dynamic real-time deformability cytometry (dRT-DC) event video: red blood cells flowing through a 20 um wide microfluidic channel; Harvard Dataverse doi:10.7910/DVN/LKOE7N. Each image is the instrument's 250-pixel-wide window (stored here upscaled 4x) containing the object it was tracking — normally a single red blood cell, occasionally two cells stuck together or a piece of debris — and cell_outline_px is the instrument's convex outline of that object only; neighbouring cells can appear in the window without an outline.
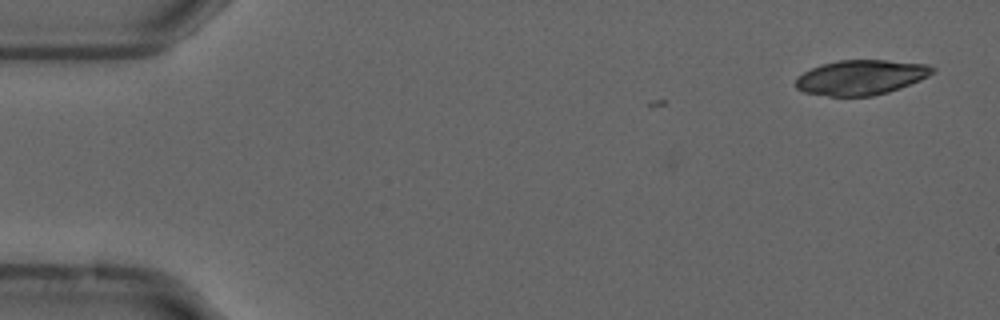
{"species": "common noctule bat (a hibernating species)", "species_latin": "Nyctalus noctula", "temperature_condition": "cold", "stored_images_in_passage": 7, "camera_frame_rate_fps": 3000, "um_per_image_px": 0.085, "animal": {"sex": "male", "forearm_length_mm": 52.5}, "frame": {"image": 1, "passage_image": 7, "time_ms": 2.0, "image_size_px": [1000, 320], "cell_outline_px": [[936, 68], [928, 76], [920, 80], [900, 88], [888, 92], [872, 96], [828, 96], [804, 92], [796, 88], [796, 76], [820, 64], [840, 60], [884, 60], [928, 64]], "centroid_in_image_um": [73.17, 6.57], "position_along_channel_um": 11.8, "area_um2": 27.8}}